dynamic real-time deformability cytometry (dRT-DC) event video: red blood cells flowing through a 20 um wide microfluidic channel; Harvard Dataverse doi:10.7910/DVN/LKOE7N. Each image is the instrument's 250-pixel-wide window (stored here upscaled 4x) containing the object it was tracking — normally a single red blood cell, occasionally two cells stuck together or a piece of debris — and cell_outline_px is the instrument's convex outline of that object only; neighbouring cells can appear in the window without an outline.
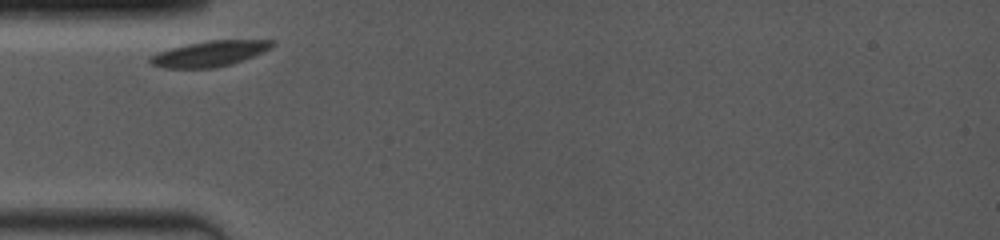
{"species": "common noctule bat (a hibernating species)", "species_latin": "Nyctalus noctula", "temperature_condition": "room temperature", "stored_images_in_passage": 11, "camera_frame_rate_fps": 4000, "um_per_image_px": 0.085, "animal": {"sex": "female", "body_mass_g": 19.0, "forearm_length_mm": 53.3}, "frame": {"image": 1, "passage_image": 1, "time_ms": 0.0, "image_size_px": [1000, 240], "cell_outline_px": [[276, 44], [272, 48], [264, 52], [232, 64], [212, 68], [164, 68], [152, 64], [148, 60], [152, 56], [160, 52], [172, 48], [188, 44], [208, 40], [272, 40]], "centroid_in_image_um": [17.88, 4.56], "position_along_channel_um": 67.1, "area_um2": 18.03}}
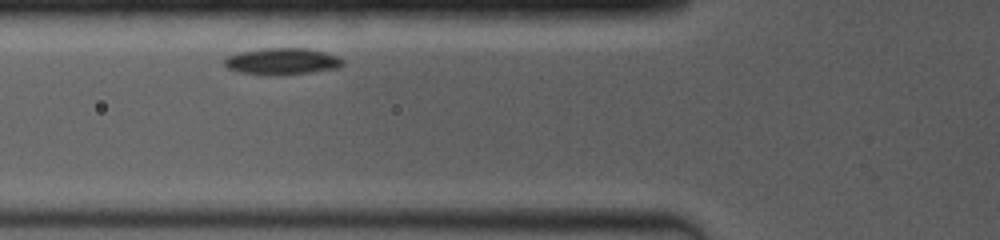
{"frame": {"image": 2, "passage_image": 10, "time_ms": 1.0, "image_size_px": [1000, 240], "cell_outline_px": [[344, 64], [340, 68], [312, 72], [268, 76], [236, 72], [228, 68], [224, 64], [224, 60], [228, 56], [240, 52], [264, 48], [308, 48], [324, 52], [336, 56], [344, 60]], "centroid_in_image_um": [23.98, 5.23], "position_along_channel_um": 101.8, "area_um2": 18.55}}